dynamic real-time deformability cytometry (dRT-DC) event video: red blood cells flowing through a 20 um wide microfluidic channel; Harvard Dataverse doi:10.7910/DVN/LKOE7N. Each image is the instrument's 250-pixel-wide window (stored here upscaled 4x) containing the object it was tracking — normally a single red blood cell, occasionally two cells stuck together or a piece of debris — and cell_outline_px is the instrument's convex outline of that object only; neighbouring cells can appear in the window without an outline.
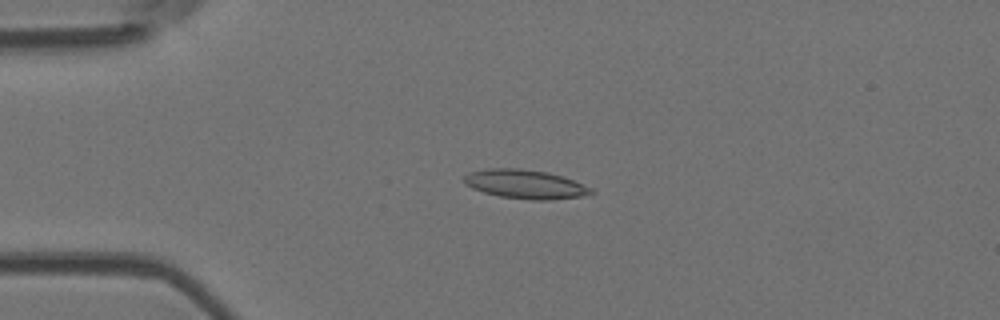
{"species": "Egyptian fruit bat (a non-hibernating species)", "species_latin": "Rousettus aegyptiacus", "temperature_condition": "room temperature", "stored_images_in_passage": 4, "camera_frame_rate_fps": 3000, "um_per_image_px": 0.085, "animal": {"sex": "female"}, "frame": {"image": 1, "passage_image": 3, "time_ms": 2.333, "image_size_px": [1000, 320], "cell_outline_px": [[596, 192], [592, 196], [552, 200], [532, 200], [500, 196], [484, 192], [472, 188], [464, 184], [464, 176], [468, 172], [488, 168], [520, 168], [548, 172], [572, 180], [592, 188]], "centroid_in_image_um": [44.69, 15.67], "position_along_channel_um": 40.3, "area_um2": 21.73}}